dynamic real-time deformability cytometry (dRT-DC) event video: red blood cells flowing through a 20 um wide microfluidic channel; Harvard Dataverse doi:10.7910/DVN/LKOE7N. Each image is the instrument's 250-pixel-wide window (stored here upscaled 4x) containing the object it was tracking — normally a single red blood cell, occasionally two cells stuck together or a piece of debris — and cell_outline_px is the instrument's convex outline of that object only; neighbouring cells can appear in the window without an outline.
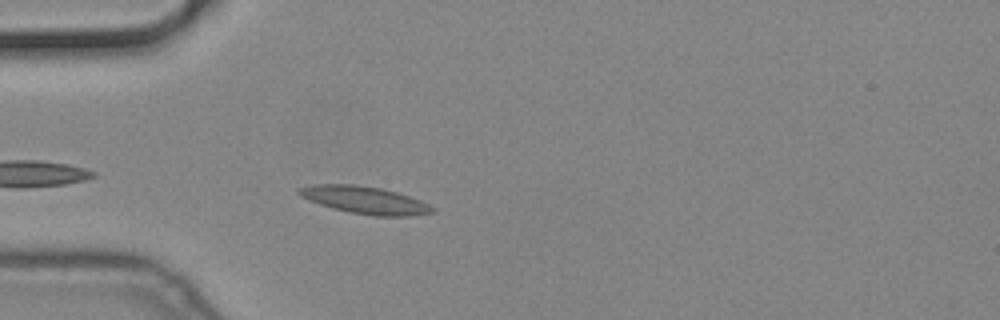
{"species": "common noctule bat (a hibernating species)", "species_latin": "Nyctalus noctula", "temperature_condition": "cold", "stored_images_in_passage": 4, "camera_frame_rate_fps": 3000, "um_per_image_px": 0.085, "animal": {"sex": "male", "body_mass_g": 19.2, "forearm_length_mm": 51.8}, "frame": {"image": 1, "passage_image": 4, "time_ms": 1.0, "image_size_px": [1000, 320], "cell_outline_px": [[436, 212], [408, 216], [376, 216], [348, 212], [332, 208], [320, 204], [300, 196], [296, 192], [296, 188], [312, 184], [352, 184], [380, 188], [396, 192], [420, 200], [436, 208]], "centroid_in_image_um": [30.99, 17.0], "position_along_channel_um": 54.0, "area_um2": 21.33}}